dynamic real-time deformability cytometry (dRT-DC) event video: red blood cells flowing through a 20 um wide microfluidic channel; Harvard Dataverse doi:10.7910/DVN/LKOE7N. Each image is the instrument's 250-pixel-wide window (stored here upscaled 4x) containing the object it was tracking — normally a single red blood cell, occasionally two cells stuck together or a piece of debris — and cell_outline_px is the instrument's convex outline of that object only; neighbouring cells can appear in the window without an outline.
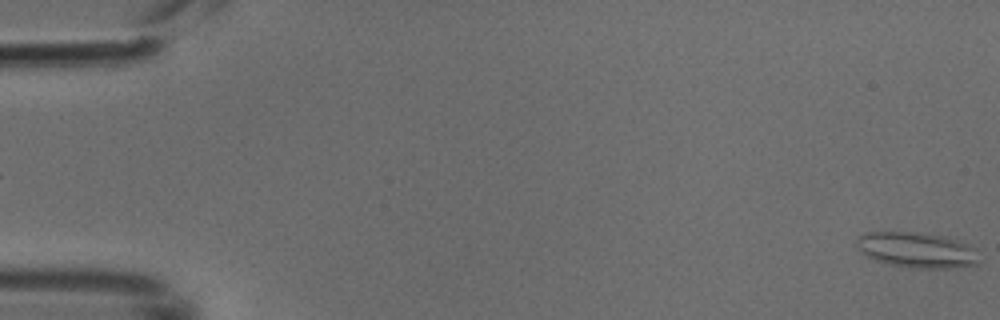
{"species": "common noctule bat (a hibernating species)", "species_latin": "Nyctalus noctula", "temperature_condition": "cold", "stored_images_in_passage": 3, "camera_frame_rate_fps": 3000, "um_per_image_px": 0.085, "animal": {"sex": "male", "body_mass_g": 18.8}, "frame": {"image": 1, "passage_image": 1, "time_ms": 0.0, "image_size_px": [1000, 320], "cell_outline_px": [[976, 264], [952, 268], [908, 268], [888, 264], [876, 260], [860, 252], [856, 244], [856, 240], [864, 232], [912, 232], [948, 236], [976, 248]], "centroid_in_image_um": [77.9, 21.24], "position_along_channel_um": 7.1, "area_um2": 25.32}}